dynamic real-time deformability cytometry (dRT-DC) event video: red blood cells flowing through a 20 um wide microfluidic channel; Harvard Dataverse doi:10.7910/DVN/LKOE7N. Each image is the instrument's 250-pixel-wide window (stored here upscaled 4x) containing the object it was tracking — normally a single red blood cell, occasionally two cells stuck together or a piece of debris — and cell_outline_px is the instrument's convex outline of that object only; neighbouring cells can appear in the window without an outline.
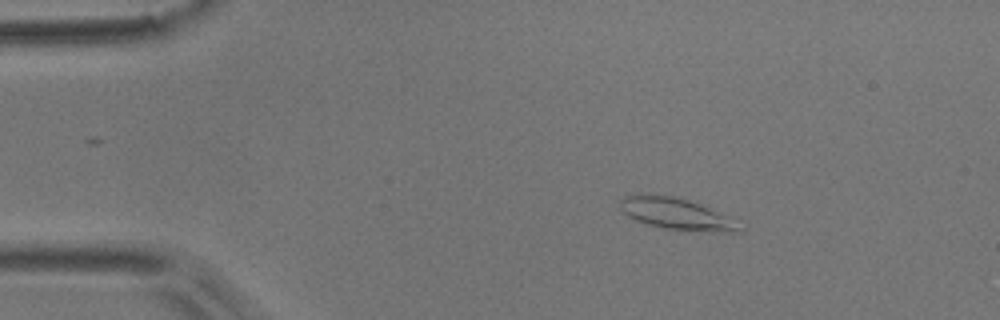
{"species": "common noctule bat (a hibernating species)", "species_latin": "Nyctalus noctula", "temperature_condition": "room temperature", "stored_images_in_passage": 3, "camera_frame_rate_fps": 3000, "um_per_image_px": 0.085, "animal": {"sex": "male", "body_mass_g": 17.9}, "frame": {"image": 1, "passage_image": 1, "time_ms": 0.0, "image_size_px": [1000, 320], "cell_outline_px": [[744, 232], [712, 232], [664, 228], [644, 224], [628, 216], [620, 208], [620, 200], [624, 196], [640, 192], [648, 192], [672, 196], [688, 200], [700, 204], [732, 216], [744, 228]], "centroid_in_image_um": [57.53, 18.16], "position_along_channel_um": 27.5, "area_um2": 22.66}}